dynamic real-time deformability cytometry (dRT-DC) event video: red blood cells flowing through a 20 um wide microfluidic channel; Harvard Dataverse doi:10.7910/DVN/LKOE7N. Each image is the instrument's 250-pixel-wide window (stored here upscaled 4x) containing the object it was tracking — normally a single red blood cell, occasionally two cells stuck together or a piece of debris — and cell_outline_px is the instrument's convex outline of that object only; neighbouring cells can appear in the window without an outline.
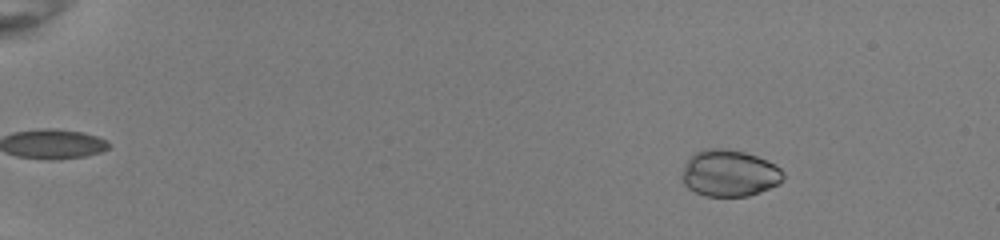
{"species": "common noctule bat (a hibernating species)", "species_latin": "Nyctalus noctula", "temperature_condition": "room temperature", "stored_images_in_passage": 53, "camera_frame_rate_fps": 3000, "um_per_image_px": 0.085, "animal": {"sex": "female", "body_mass_g": 22.0, "forearm_length_mm": 56.7}, "frame": {"image": 1, "passage_image": 8, "time_ms": 2.333, "image_size_px": [1000, 240], "cell_outline_px": [[784, 176], [776, 184], [768, 188], [748, 196], [704, 196], [688, 188], [684, 184], [684, 168], [688, 160], [696, 152], [708, 148], [720, 148], [744, 152], [756, 156], [780, 168]], "centroid_in_image_um": [61.98, 14.73], "position_along_channel_um": 23.0, "area_um2": 26.76}}
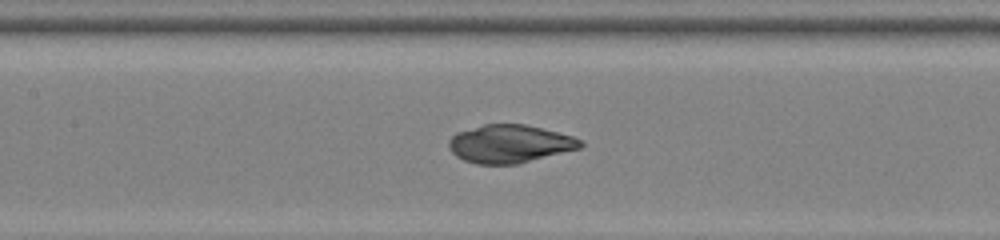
{"frame": {"image": 2, "passage_image": 28, "time_ms": 9.0, "image_size_px": [1000, 240], "cell_outline_px": [[584, 144], [580, 148], [516, 164], [476, 164], [464, 160], [456, 156], [452, 152], [448, 144], [448, 140], [456, 132], [484, 124], [524, 124], [572, 136], [580, 140]], "centroid_in_image_um": [43.28, 12.22], "position_along_channel_um": 164.1, "area_um2": 28.9}}
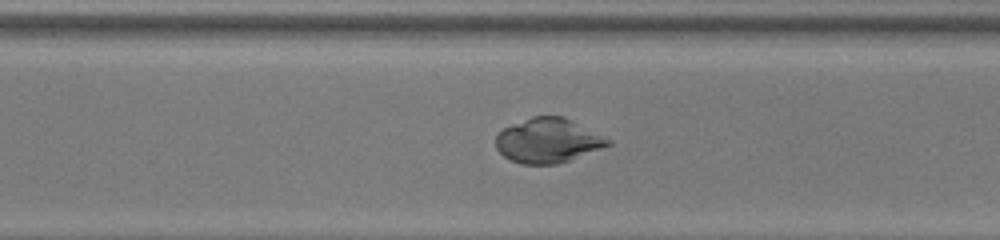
{"frame": {"image": 3, "passage_image": 40, "time_ms": 13.0, "image_size_px": [1000, 240], "cell_outline_px": [[612, 144], [568, 160], [556, 164], [520, 164], [504, 156], [496, 148], [496, 136], [504, 128], [512, 124], [532, 116], [564, 116], [612, 140]], "centroid_in_image_um": [46.57, 11.94], "position_along_channel_um": 324.0, "area_um2": 28.84}}